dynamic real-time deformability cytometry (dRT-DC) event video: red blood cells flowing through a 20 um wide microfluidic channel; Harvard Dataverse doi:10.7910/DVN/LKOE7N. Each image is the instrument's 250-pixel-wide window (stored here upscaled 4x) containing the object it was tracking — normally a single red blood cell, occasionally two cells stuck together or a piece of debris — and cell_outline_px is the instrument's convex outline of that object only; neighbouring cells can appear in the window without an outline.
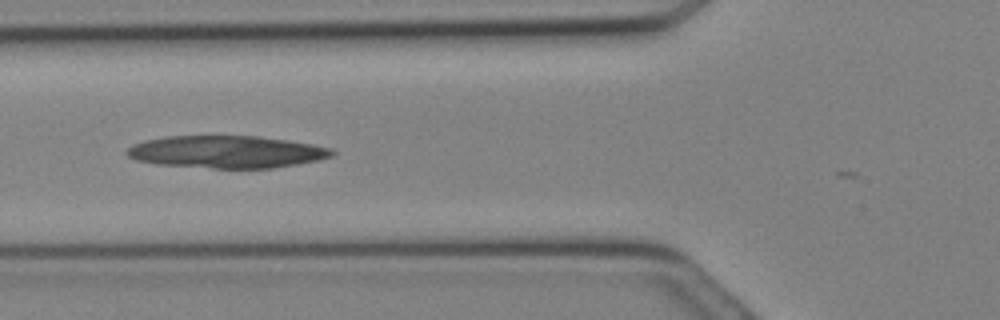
{"species": "Egyptian fruit bat (a non-hibernating species)", "species_latin": "Rousettus aegyptiacus", "temperature_condition": "cold", "stored_images_in_passage": 6, "camera_frame_rate_fps": 3000, "um_per_image_px": 0.085, "animal": {"sex": "female"}, "frame": {"image": 1, "passage_image": 4, "time_ms": 1.0, "image_size_px": [1000, 320], "cell_outline_px": [[336, 152], [332, 156], [320, 160], [272, 168], [212, 168], [156, 164], [136, 160], [128, 156], [124, 152], [132, 144], [144, 140], [164, 136], [260, 136], [288, 140], [312, 144], [332, 148]], "centroid_in_image_um": [19.25, 12.9], "position_along_channel_um": 106.6, "area_um2": 38.9}}